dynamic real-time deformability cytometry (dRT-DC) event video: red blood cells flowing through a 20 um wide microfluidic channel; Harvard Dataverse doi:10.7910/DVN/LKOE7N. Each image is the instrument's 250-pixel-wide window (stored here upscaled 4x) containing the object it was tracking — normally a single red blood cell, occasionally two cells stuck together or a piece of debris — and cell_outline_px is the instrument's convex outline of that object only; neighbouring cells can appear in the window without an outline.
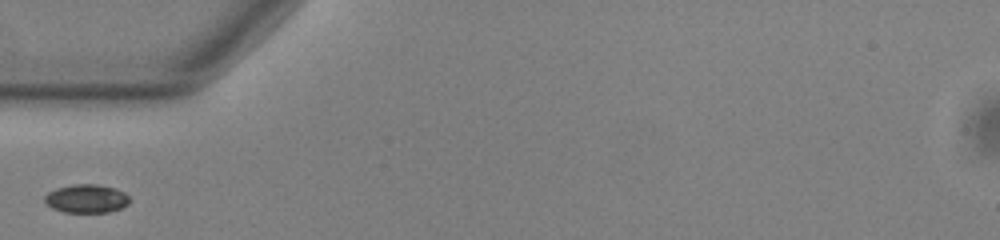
{"species": "common noctule bat (a hibernating species)", "species_latin": "Nyctalus noctula", "temperature_condition": "warm", "stored_images_in_passage": 37, "camera_frame_rate_fps": 3000, "um_per_image_px": 0.085, "animal": {"sex": "male", "body_mass_g": 13.0, "forearm_length_mm": 53.1}, "frame": {"image": 1, "passage_image": 1, "time_ms": 0.0, "image_size_px": [1000, 240], "cell_outline_px": [[128, 204], [120, 208], [108, 212], [64, 212], [52, 208], [44, 200], [44, 196], [48, 192], [56, 188], [72, 184], [96, 184], [116, 188], [124, 192], [128, 196]], "centroid_in_image_um": [7.33, 16.87], "position_along_channel_um": 77.7, "area_um2": 14.05}}
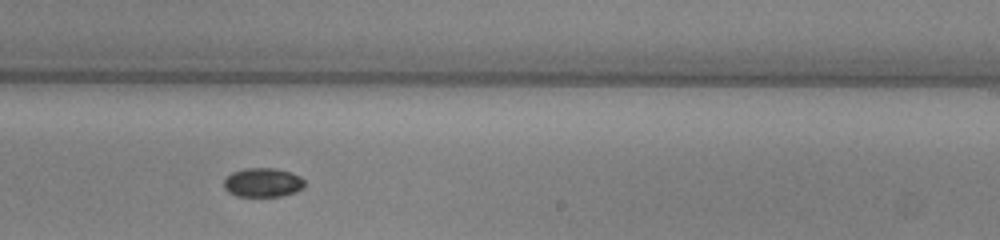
{"frame": {"image": 2, "passage_image": 16, "time_ms": 5.0, "image_size_px": [1000, 240], "cell_outline_px": [[304, 188], [296, 192], [280, 196], [236, 196], [228, 192], [224, 188], [224, 180], [232, 172], [244, 168], [276, 168], [300, 176], [304, 180]], "centroid_in_image_um": [22.33, 15.51], "position_along_channel_um": 266.7, "area_um2": 13.7}}
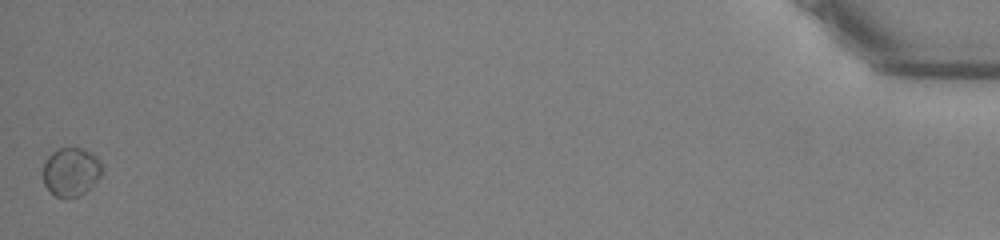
{"frame": {"image": 3, "passage_image": 37, "time_ms": 12.0, "image_size_px": [1000, 240], "cell_outline_px": [[104, 172], [92, 188], [80, 196], [56, 196], [44, 184], [44, 164], [48, 156], [52, 152], [60, 148], [80, 148], [92, 152], [104, 164]], "centroid_in_image_um": [6.12, 14.59], "position_along_channel_um": 429.1, "area_um2": 16.88}}